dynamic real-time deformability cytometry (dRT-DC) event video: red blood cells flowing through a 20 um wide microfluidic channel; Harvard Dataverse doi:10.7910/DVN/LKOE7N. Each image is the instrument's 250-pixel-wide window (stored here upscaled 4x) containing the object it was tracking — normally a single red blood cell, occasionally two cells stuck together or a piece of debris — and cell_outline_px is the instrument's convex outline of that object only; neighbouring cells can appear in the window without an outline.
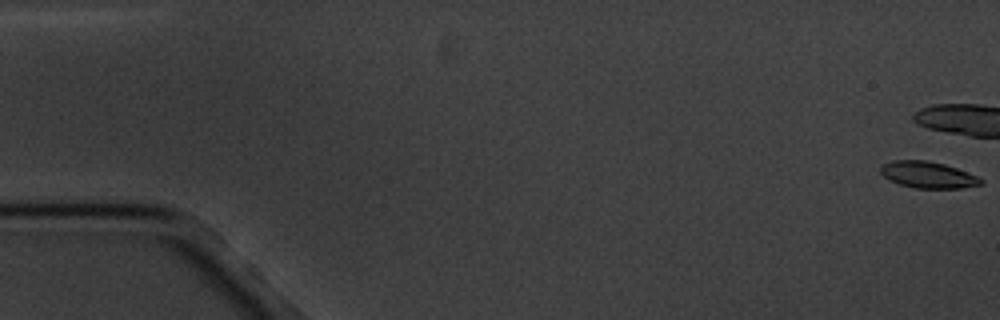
{"species": "common noctule bat (a hibernating species)", "species_latin": "Nyctalus noctula", "temperature_condition": "cold", "stored_images_in_passage": 8, "camera_frame_rate_fps": 3000, "um_per_image_px": 0.085, "animal": {"sex": "male", "body_mass_g": 20.1, "forearm_length_mm": 53.5}, "frame": {"image": 1, "passage_image": 1, "time_ms": 0.0, "image_size_px": [1000, 320], "cell_outline_px": [[984, 180], [980, 184], [960, 188], [916, 188], [900, 184], [888, 180], [880, 172], [880, 164], [892, 160], [928, 160], [944, 164], [956, 168], [976, 176]], "centroid_in_image_um": [78.81, 14.84], "position_along_channel_um": 6.2, "area_um2": 15.43}}
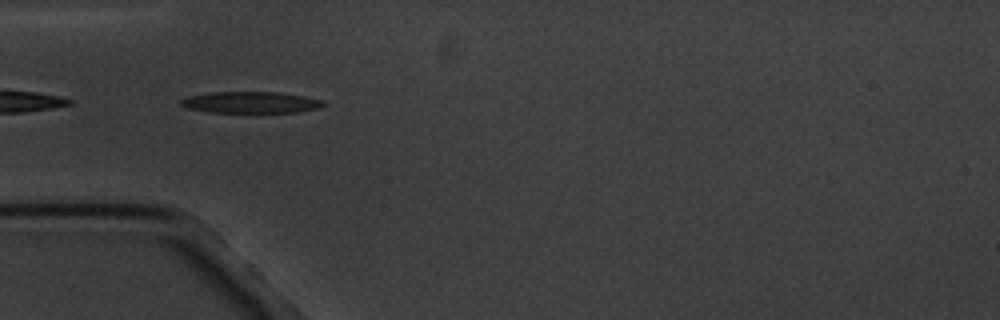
{"frame": {"image": 2, "passage_image": 7, "time_ms": 7.0, "image_size_px": [1000, 320], "cell_outline_px": [[324, 104], [320, 108], [300, 112], [208, 112], [188, 108], [180, 104], [180, 100], [188, 96], [208, 92], [280, 92], [304, 96], [320, 100]], "centroid_in_image_um": [21.29, 8.7], "position_along_channel_um": 63.7, "area_um2": 17.74}}